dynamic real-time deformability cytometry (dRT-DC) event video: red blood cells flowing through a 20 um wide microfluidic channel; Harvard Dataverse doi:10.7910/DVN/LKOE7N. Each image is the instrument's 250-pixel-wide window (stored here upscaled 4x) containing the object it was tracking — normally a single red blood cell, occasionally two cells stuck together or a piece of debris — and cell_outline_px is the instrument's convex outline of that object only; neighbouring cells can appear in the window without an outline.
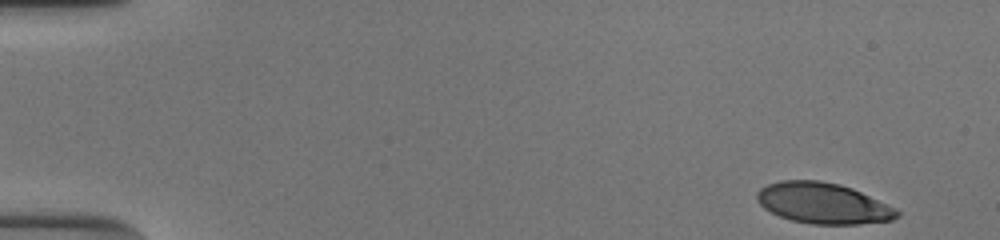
{"species": "human", "species_latin": "Homo sapiens", "temperature_condition": "cold", "stored_images_in_passage": 51, "camera_frame_rate_fps": 3000, "um_per_image_px": 0.085, "donor": {"sex": "male"}, "frame": {"image": 1, "passage_image": 1, "time_ms": 0.0, "image_size_px": [1000, 240], "cell_outline_px": [[900, 216], [892, 220], [860, 224], [812, 224], [792, 220], [780, 216], [764, 208], [756, 200], [756, 192], [760, 188], [768, 184], [780, 180], [820, 180], [840, 184], [852, 188], [896, 208], [900, 212]], "centroid_in_image_um": [69.96, 17.27], "position_along_channel_um": 15.0, "area_um2": 33.41}}
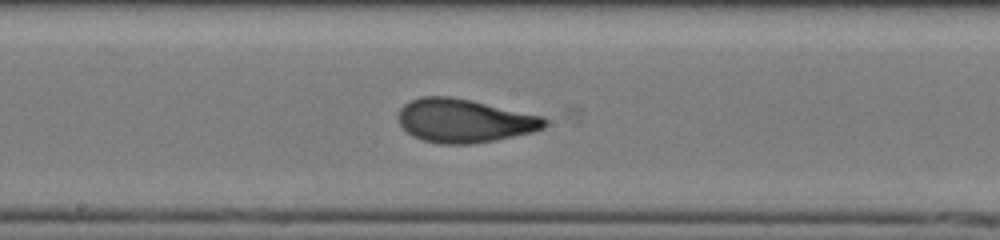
{"frame": {"image": 2, "passage_image": 27, "time_ms": 8.667, "image_size_px": [1000, 240], "cell_outline_px": [[548, 124], [544, 128], [532, 132], [496, 140], [468, 144], [440, 144], [424, 140], [412, 136], [400, 124], [396, 116], [400, 108], [404, 104], [420, 96], [452, 96], [472, 100], [544, 116], [548, 120]], "centroid_in_image_um": [39.48, 10.25], "position_along_channel_um": 208.7, "area_um2": 37.45}}
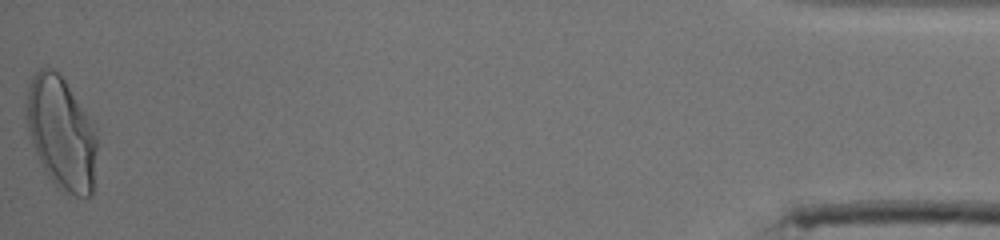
{"frame": {"image": 3, "passage_image": 51, "time_ms": 16.667, "image_size_px": [1000, 240], "cell_outline_px": [[96, 148], [92, 196], [76, 196], [56, 188], [48, 176], [32, 144], [24, 116], [28, 88], [32, 76], [40, 68], [52, 68], [64, 80], [92, 120], [96, 128]], "centroid_in_image_um": [5.2, 11.31], "position_along_channel_um": 430.0, "area_um2": 46.3}, "authors_computed_cell_mechanics": {"area_um2": 36.3562, "velocity_mm_per_s": 3.8466, "shape_relaxation_time_tau1_ms": 4.1495, "shape_relaxation_time_tau2_ms": 0.8694, "deformation_change_tau1": 0.1936, "deformation_change_tau2": 0.0734}}